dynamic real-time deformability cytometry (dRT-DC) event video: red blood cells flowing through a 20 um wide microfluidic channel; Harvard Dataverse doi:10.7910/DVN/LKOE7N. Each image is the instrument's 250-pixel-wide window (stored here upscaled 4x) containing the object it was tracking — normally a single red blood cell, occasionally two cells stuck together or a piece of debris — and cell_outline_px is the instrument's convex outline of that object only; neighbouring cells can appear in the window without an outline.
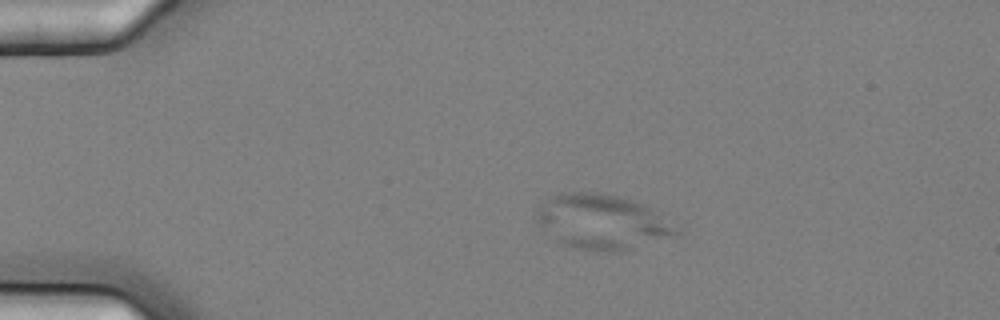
{"species": "common noctule bat (a hibernating species)", "species_latin": "Nyctalus noctula", "temperature_condition": "cold", "stored_images_in_passage": 5, "camera_frame_rate_fps": 3000, "um_per_image_px": 0.085, "animal": {"sex": "female", "body_mass_g": 25.1}, "frame": {"image": 1, "passage_image": 4, "time_ms": 1.0, "image_size_px": [1000, 320], "cell_outline_px": [[680, 232], [676, 236], [620, 252], [608, 252], [572, 248], [560, 244], [536, 220], [536, 208], [548, 196], [560, 192], [596, 192], [620, 196], [644, 204], [652, 208]], "centroid_in_image_um": [51.14, 18.85], "position_along_channel_um": 33.9, "area_um2": 44.91}}